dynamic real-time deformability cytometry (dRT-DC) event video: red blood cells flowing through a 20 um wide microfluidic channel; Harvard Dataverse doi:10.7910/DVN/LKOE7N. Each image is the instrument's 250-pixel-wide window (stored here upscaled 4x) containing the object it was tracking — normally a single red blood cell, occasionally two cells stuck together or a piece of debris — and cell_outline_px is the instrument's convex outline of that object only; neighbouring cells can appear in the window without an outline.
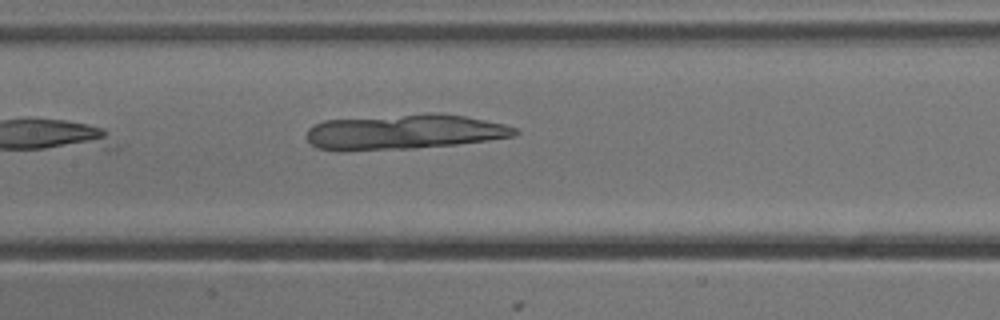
{"species": "common noctule bat (a hibernating species)", "species_latin": "Nyctalus noctula", "temperature_condition": "cold", "stored_images_in_passage": 6, "camera_frame_rate_fps": 3000, "um_per_image_px": 0.085, "animal": {"sex": "male", "body_mass_g": 13.3}, "frame": {"image": 1, "passage_image": 6, "time_ms": 1.667, "image_size_px": [1000, 320], "cell_outline_px": [[520, 132], [512, 136], [488, 140], [456, 144], [412, 148], [340, 152], [336, 152], [316, 148], [308, 140], [308, 128], [324, 120], [424, 112], [440, 112], [464, 116], [504, 124], [516, 128]], "centroid_in_image_um": [34.3, 11.2], "position_along_channel_um": 173.1, "area_um2": 43.12}}